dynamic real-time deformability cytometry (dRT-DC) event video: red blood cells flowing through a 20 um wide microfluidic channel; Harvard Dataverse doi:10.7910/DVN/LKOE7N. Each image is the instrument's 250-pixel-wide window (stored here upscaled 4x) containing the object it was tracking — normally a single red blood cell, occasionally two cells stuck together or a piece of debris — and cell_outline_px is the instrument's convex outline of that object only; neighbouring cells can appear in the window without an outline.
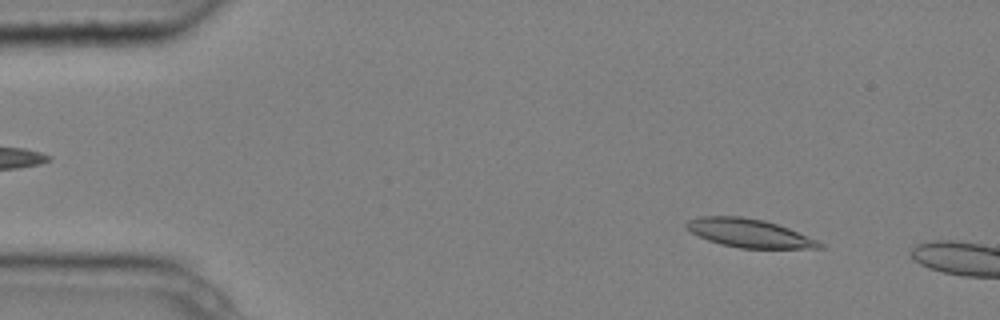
{"species": "common noctule bat (a hibernating species)", "species_latin": "Nyctalus noctula", "temperature_condition": "cold", "stored_images_in_passage": 3, "camera_frame_rate_fps": 3000, "um_per_image_px": 0.085, "animal": {"sex": "male", "body_mass_g": 20.4}, "frame": {"image": 1, "passage_image": 1, "time_ms": 0.0, "image_size_px": [1000, 320], "cell_outline_px": [[824, 248], [740, 248], [720, 244], [708, 240], [692, 232], [684, 224], [688, 220], [700, 216], [740, 216], [764, 220], [788, 228], [816, 240], [824, 244]], "centroid_in_image_um": [63.66, 19.81], "position_along_channel_um": 21.3, "area_um2": 21.79}}